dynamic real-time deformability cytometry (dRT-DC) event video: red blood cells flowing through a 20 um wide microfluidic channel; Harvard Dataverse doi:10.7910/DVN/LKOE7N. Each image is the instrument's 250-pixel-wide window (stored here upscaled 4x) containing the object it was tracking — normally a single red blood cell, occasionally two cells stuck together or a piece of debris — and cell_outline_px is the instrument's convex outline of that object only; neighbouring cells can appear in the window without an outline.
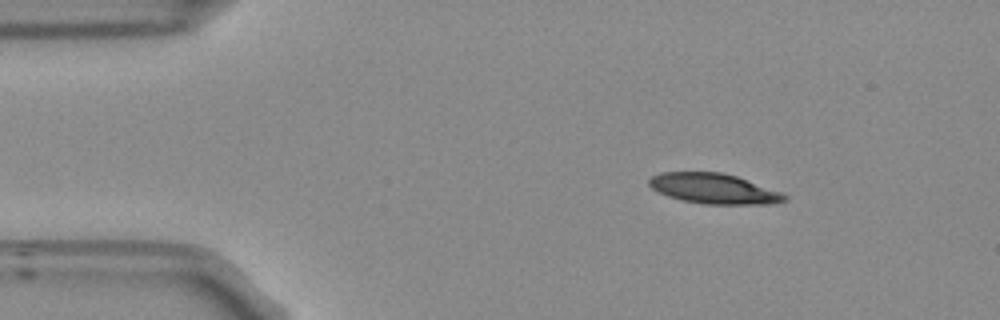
{"species": "Egyptian fruit bat (a non-hibernating species)", "species_latin": "Rousettus aegyptiacus", "temperature_condition": "room temperature", "stored_images_in_passage": 47, "camera_frame_rate_fps": 3000, "um_per_image_px": 0.085, "frame": {"image": 1, "passage_image": 1, "time_ms": 0.0, "image_size_px": [1000, 320], "cell_outline_px": [[788, 200], [768, 204], [704, 204], [680, 200], [656, 192], [648, 184], [648, 180], [652, 176], [660, 172], [720, 172], [736, 176], [784, 192], [788, 196]], "centroid_in_image_um": [60.68, 16.04], "position_along_channel_um": 24.3, "area_um2": 24.1}}
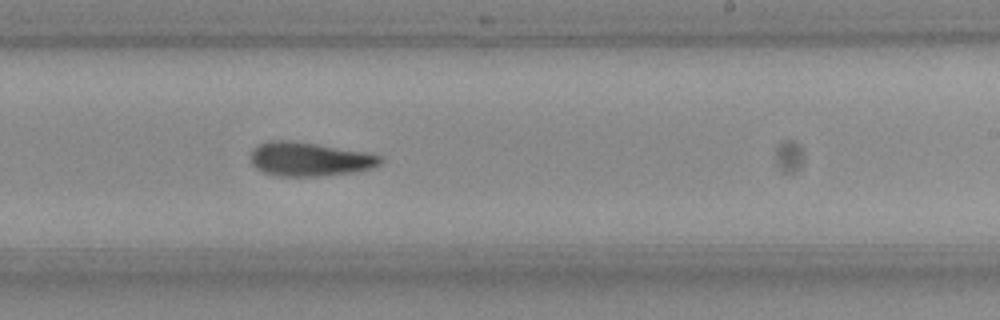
{"frame": {"image": 2, "passage_image": 25, "time_ms": 8.0, "image_size_px": [1000, 320], "cell_outline_px": [[384, 160], [380, 164], [368, 168], [352, 172], [316, 176], [280, 176], [264, 172], [256, 168], [252, 164], [252, 152], [260, 144], [268, 140], [284, 140], [316, 144], [364, 152], [380, 156]], "centroid_in_image_um": [26.29, 13.53], "position_along_channel_um": 262.7, "area_um2": 25.03}}
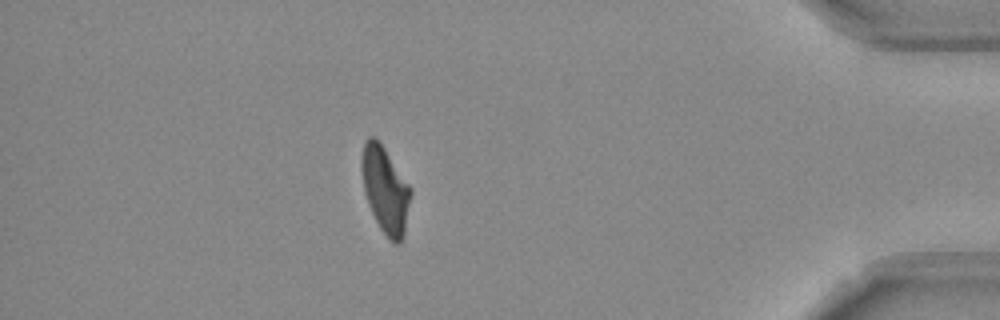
{"frame": {"image": 3, "passage_image": 40, "time_ms": 13.0, "image_size_px": [1000, 320], "cell_outline_px": [[412, 192], [404, 232], [400, 244], [392, 244], [380, 228], [368, 204], [364, 192], [360, 168], [360, 160], [364, 140], [368, 136], [376, 136], [412, 188]], "centroid_in_image_um": [32.73, 16.1], "position_along_channel_um": 402.5, "area_um2": 25.03}, "authors_computed_cell_mechanics": {"area_um2": 25.0274, "velocity_mm_per_s": 3.7579, "shape_relaxation_time_tau1_ms": 5.6325, "shape_relaxation_time_tau2_ms": null, "deformation_change_tau1": 0.1838, "deformation_change_tau2": null}}